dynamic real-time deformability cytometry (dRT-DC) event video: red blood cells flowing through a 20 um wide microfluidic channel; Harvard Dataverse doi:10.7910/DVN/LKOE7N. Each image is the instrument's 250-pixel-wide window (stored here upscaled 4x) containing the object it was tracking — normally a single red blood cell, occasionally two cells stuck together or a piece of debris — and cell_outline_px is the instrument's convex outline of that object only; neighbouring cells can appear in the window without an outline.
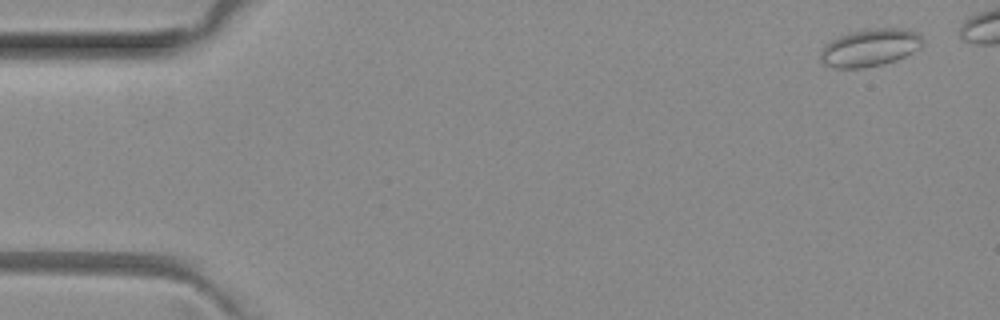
{"species": "common noctule bat (a hibernating species)", "species_latin": "Nyctalus noctula", "temperature_condition": "room temperature", "stored_images_in_passage": 44, "camera_frame_rate_fps": 3000, "um_per_image_px": 0.085, "animal": {"sex": "female", "body_mass_g": 29.2, "forearm_length_mm": 56.3}, "frame": {"image": 1, "passage_image": 1, "time_ms": 0.0, "image_size_px": [1000, 320], "cell_outline_px": [[924, 44], [920, 48], [896, 60], [880, 64], [860, 68], [832, 68], [824, 64], [820, 60], [820, 48], [824, 44], [848, 32], [872, 28], [904, 28], [920, 32], [924, 40]], "centroid_in_image_um": [73.95, 4.03], "position_along_channel_um": 11.0, "area_um2": 22.66}}
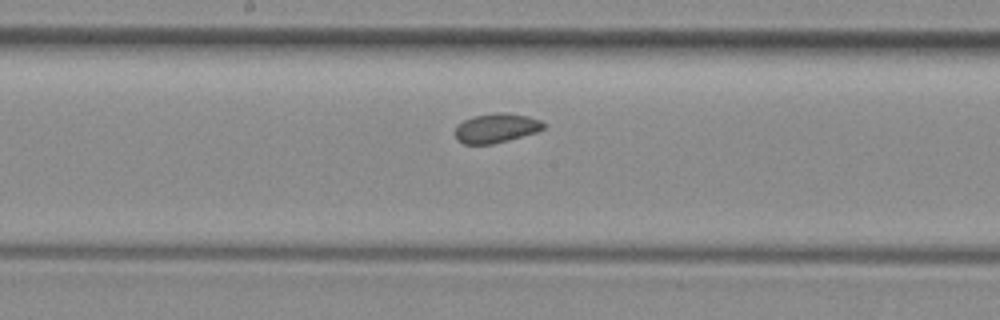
{"frame": {"image": 2, "passage_image": 25, "time_ms": 8.0, "image_size_px": [1000, 320], "cell_outline_px": [[544, 128], [536, 132], [508, 140], [492, 144], [464, 144], [456, 140], [456, 124], [472, 116], [500, 112], [508, 112], [528, 116], [540, 120], [544, 124]], "centroid_in_image_um": [42.15, 10.88], "position_along_channel_um": 206.0, "area_um2": 15.14}}
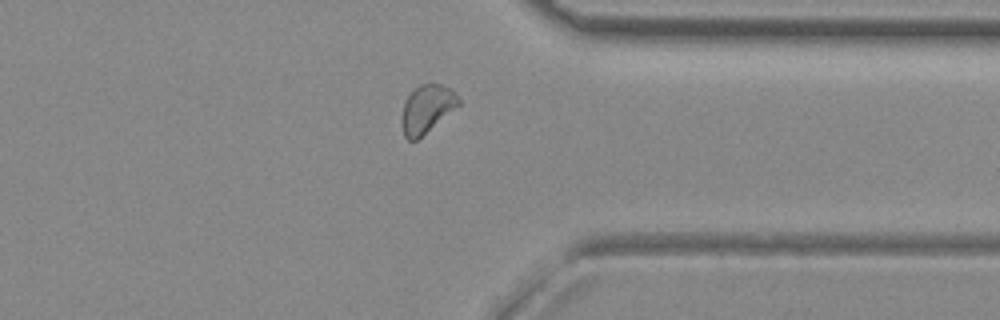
{"frame": {"image": 3, "passage_image": 38, "time_ms": 12.333, "image_size_px": [1000, 320], "cell_outline_px": [[460, 104], [416, 140], [408, 140], [404, 136], [400, 124], [404, 104], [408, 96], [420, 84], [428, 80], [432, 80], [448, 88], [460, 100]], "centroid_in_image_um": [36.24, 9.22], "position_along_channel_um": 375.2, "area_um2": 15.72}, "authors_computed_cell_mechanics": {"area_um2": 15.9528, "velocity_mm_per_s": 4.0245, "shape_relaxation_time_tau1_ms": null, "shape_relaxation_time_tau2_ms": 3.803, "deformation_change_tau1": null, "deformation_change_tau2": 0.0819}}